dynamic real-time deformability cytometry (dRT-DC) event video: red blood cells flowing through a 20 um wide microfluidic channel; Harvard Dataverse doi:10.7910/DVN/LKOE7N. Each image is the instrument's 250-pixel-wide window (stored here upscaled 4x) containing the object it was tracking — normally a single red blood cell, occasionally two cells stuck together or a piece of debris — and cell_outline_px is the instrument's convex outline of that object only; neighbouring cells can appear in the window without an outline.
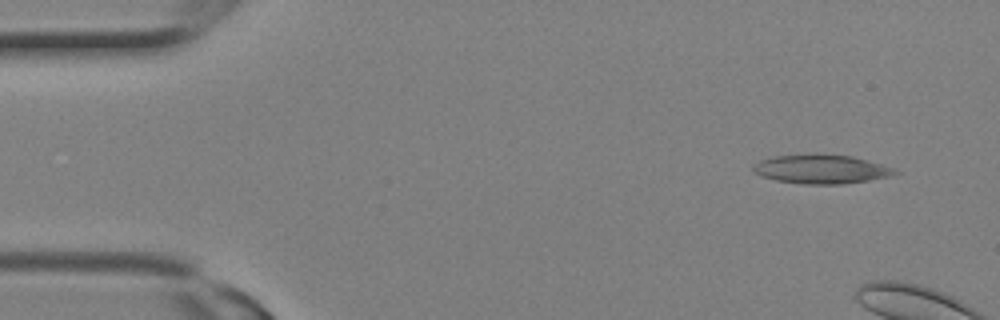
{"species": "Egyptian fruit bat (a non-hibernating species)", "species_latin": "Rousettus aegyptiacus", "temperature_condition": "room temperature", "stored_images_in_passage": 3, "camera_frame_rate_fps": 3000, "um_per_image_px": 0.085, "animal": {"sex": "female"}, "frame": {"image": 1, "passage_image": 1, "time_ms": 0.0, "image_size_px": [1000, 320], "cell_outline_px": [[900, 172], [892, 176], [844, 184], [804, 184], [776, 180], [760, 176], [752, 172], [752, 164], [760, 160], [772, 156], [808, 152], [816, 152], [852, 156], [880, 164], [892, 168]], "centroid_in_image_um": [69.73, 14.35], "position_along_channel_um": 15.3, "area_um2": 24.57}}